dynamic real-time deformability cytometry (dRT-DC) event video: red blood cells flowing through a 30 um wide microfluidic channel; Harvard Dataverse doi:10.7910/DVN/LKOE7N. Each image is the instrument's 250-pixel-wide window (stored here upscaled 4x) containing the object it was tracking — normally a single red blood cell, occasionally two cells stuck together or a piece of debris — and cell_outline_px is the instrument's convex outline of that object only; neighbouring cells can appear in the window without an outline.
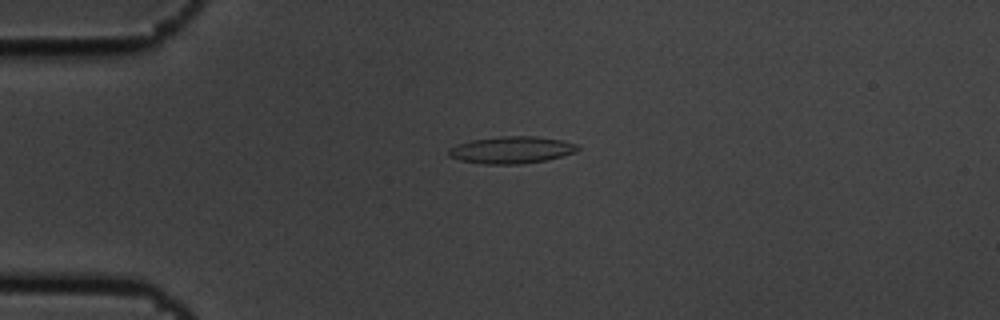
{"species": "common noctule bat (a hibernating species)", "species_latin": "Nyctalus noctula", "temperature_condition": "cold", "stored_images_in_passage": 4, "camera_frame_rate_fps": 3000, "um_per_image_px": 0.085, "animal": {"sex": "male", "body_mass_g": 19.5, "forearm_length_mm": 54.6}, "frame": {"image": 1, "passage_image": 3, "time_ms": 0.667, "image_size_px": [1000, 320], "cell_outline_px": [[580, 148], [576, 152], [548, 160], [520, 164], [484, 164], [460, 160], [448, 156], [448, 148], [456, 144], [472, 140], [500, 136], [536, 136], [564, 140], [580, 144]], "centroid_in_image_um": [43.51, 12.74], "position_along_channel_um": 41.5, "area_um2": 20.63}}